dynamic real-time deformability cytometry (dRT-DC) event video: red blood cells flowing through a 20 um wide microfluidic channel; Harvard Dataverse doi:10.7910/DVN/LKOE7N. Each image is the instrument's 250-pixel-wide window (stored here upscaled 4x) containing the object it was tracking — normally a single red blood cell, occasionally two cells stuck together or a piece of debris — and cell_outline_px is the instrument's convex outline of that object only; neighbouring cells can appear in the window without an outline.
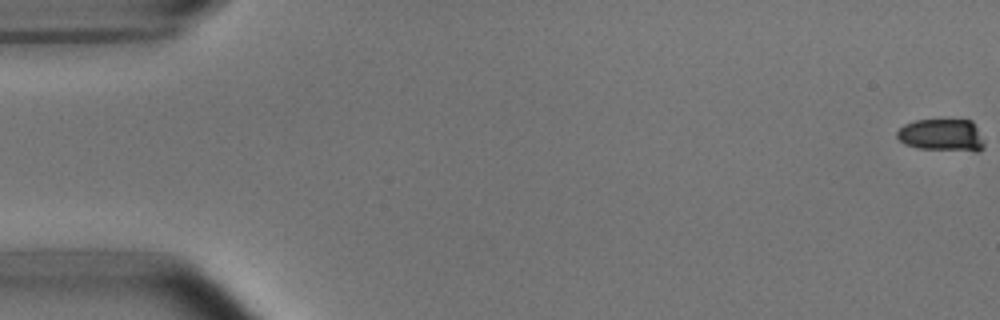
{"species": "common noctule bat (a hibernating species)", "species_latin": "Nyctalus noctula", "temperature_condition": "room temperature", "stored_images_in_passage": 53, "camera_frame_rate_fps": 3000, "um_per_image_px": 0.085, "animal": {"sex": "male", "body_mass_g": 15.6}, "frame": {"image": 1, "passage_image": 1, "time_ms": 0.0, "image_size_px": [1000, 320], "cell_outline_px": [[984, 148], [980, 152], [972, 152], [916, 148], [904, 144], [896, 136], [896, 132], [904, 124], [916, 120], [972, 120], [984, 140]], "centroid_in_image_um": [80.08, 11.51], "position_along_channel_um": 4.9, "area_um2": 16.76}}
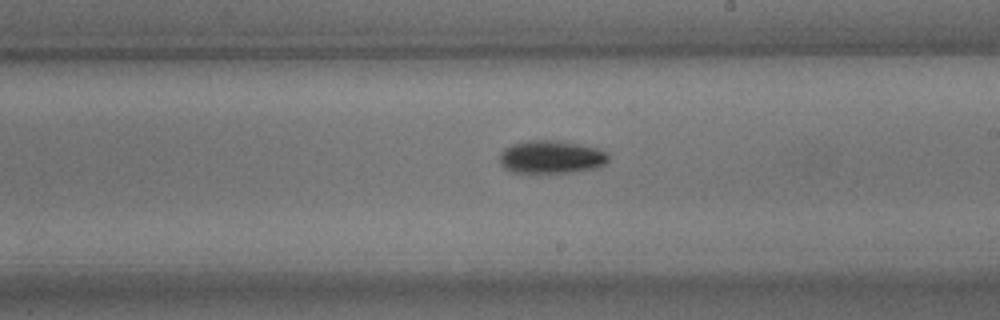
{"frame": {"image": 2, "passage_image": 32, "time_ms": 10.333, "image_size_px": [1000, 320], "cell_outline_px": [[608, 160], [600, 168], [576, 172], [536, 176], [512, 172], [504, 168], [500, 164], [500, 152], [504, 148], [512, 144], [528, 140], [556, 140], [600, 148], [608, 152]], "centroid_in_image_um": [46.85, 13.4], "position_along_channel_um": 242.2, "area_um2": 22.08}}
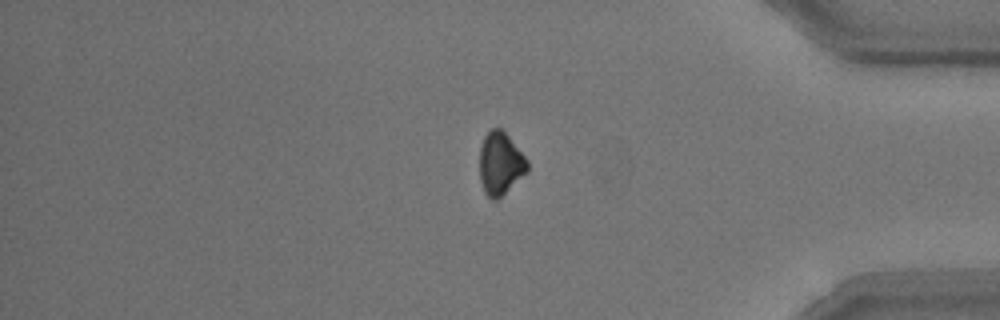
{"frame": {"image": 3, "passage_image": 46, "time_ms": 15.0, "image_size_px": [1000, 320], "cell_outline_px": [[528, 172], [496, 200], [492, 200], [484, 192], [480, 180], [480, 148], [484, 136], [492, 128], [500, 128], [508, 136], [528, 160]], "centroid_in_image_um": [42.53, 13.91], "position_along_channel_um": 392.7, "area_um2": 17.34}}